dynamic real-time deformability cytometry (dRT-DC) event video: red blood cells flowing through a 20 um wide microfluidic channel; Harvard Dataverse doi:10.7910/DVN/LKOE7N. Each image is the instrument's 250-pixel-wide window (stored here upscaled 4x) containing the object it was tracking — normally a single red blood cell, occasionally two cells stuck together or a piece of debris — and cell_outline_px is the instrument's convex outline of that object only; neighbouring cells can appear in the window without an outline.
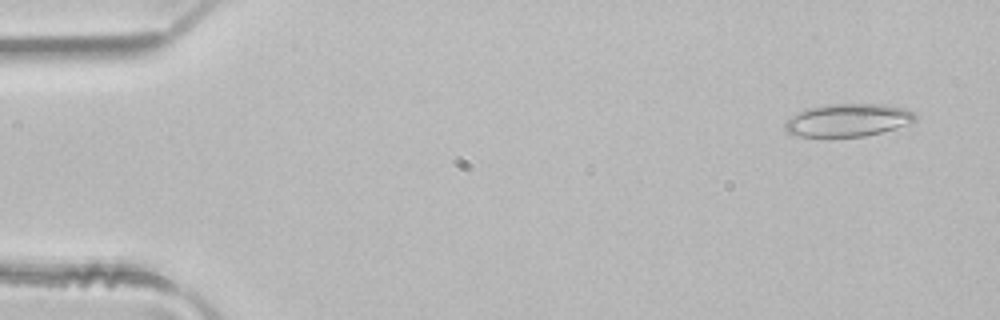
{"species": "common noctule bat (a hibernating species)", "species_latin": "Nyctalus noctula", "temperature_condition": "room temperature", "stored_images_in_passage": 46, "camera_frame_rate_fps": 3000, "um_per_image_px": 0.085, "animal": {"sex": "male", "body_mass_g": 21.5, "forearm_length_mm": 52.0}, "frame": {"image": 1, "passage_image": 3, "time_ms": 0.667, "image_size_px": [1000, 320], "cell_outline_px": [[920, 116], [912, 124], [864, 136], [792, 136], [784, 128], [784, 124], [792, 116], [804, 108], [828, 104], [884, 104], [904, 108]], "centroid_in_image_um": [72.1, 10.2], "position_along_channel_um": 12.9, "area_um2": 25.03}}
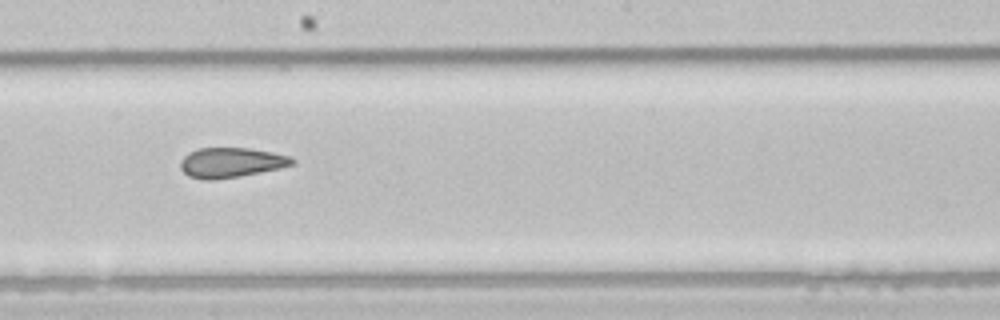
{"frame": {"image": 2, "passage_image": 27, "time_ms": 8.667, "image_size_px": [1000, 320], "cell_outline_px": [[296, 164], [280, 168], [240, 176], [212, 180], [204, 180], [188, 176], [180, 168], [180, 160], [188, 152], [200, 148], [248, 148], [272, 152], [292, 156], [296, 160]], "centroid_in_image_um": [19.66, 13.82], "position_along_channel_um": 228.5, "area_um2": 19.65}}
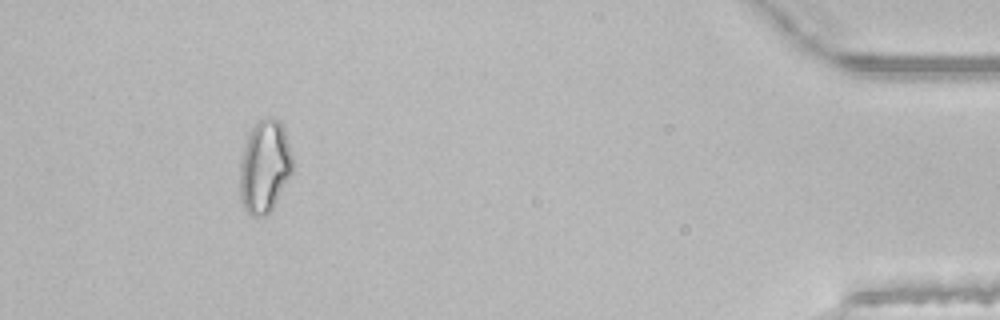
{"frame": {"image": 3, "passage_image": 45, "time_ms": 14.667, "image_size_px": [1000, 320], "cell_outline_px": [[292, 172], [272, 208], [264, 216], [252, 216], [244, 208], [240, 196], [240, 156], [248, 136], [252, 128], [260, 120], [280, 120], [284, 128], [292, 156]], "centroid_in_image_um": [22.48, 14.18], "position_along_channel_um": 412.7, "area_um2": 27.98}}